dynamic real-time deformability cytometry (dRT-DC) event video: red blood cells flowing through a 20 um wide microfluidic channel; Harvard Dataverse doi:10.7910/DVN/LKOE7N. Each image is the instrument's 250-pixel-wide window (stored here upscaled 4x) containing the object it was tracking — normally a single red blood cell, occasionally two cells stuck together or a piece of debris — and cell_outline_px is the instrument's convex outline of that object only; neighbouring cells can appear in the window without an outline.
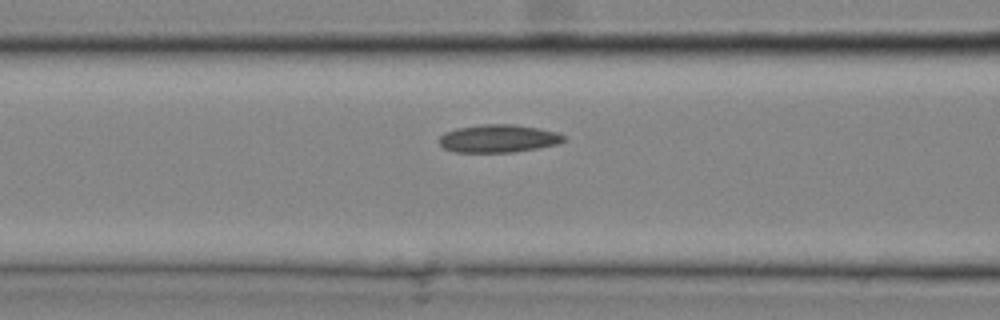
{"species": "common noctule bat (a hibernating species)", "species_latin": "Nyctalus noctula", "temperature_condition": "cold", "stored_images_in_passage": 11, "camera_frame_rate_fps": 3000, "um_per_image_px": 0.085, "animal": {"sex": "male", "body_mass_g": 20.4}, "frame": {"image": 1, "passage_image": 4, "time_ms": 1.0, "image_size_px": [1000, 320], "cell_outline_px": [[564, 140], [556, 144], [536, 148], [512, 152], [456, 152], [444, 148], [440, 144], [440, 136], [444, 132], [456, 128], [480, 124], [512, 124], [536, 128], [556, 132], [564, 136]], "centroid_in_image_um": [42.31, 11.77], "position_along_channel_um": 124.3, "area_um2": 20.0}}
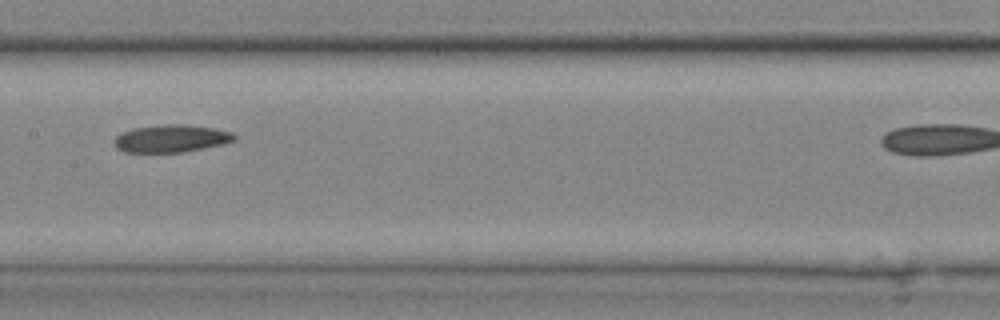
{"frame": {"image": 2, "passage_image": 7, "time_ms": 2.0, "image_size_px": [1000, 320], "cell_outline_px": [[236, 140], [224, 144], [184, 152], [124, 152], [116, 148], [112, 140], [116, 136], [124, 132], [136, 128], [168, 124], [212, 128], [232, 132], [236, 136]], "centroid_in_image_um": [14.55, 11.8], "position_along_channel_um": 192.9, "area_um2": 18.96}}